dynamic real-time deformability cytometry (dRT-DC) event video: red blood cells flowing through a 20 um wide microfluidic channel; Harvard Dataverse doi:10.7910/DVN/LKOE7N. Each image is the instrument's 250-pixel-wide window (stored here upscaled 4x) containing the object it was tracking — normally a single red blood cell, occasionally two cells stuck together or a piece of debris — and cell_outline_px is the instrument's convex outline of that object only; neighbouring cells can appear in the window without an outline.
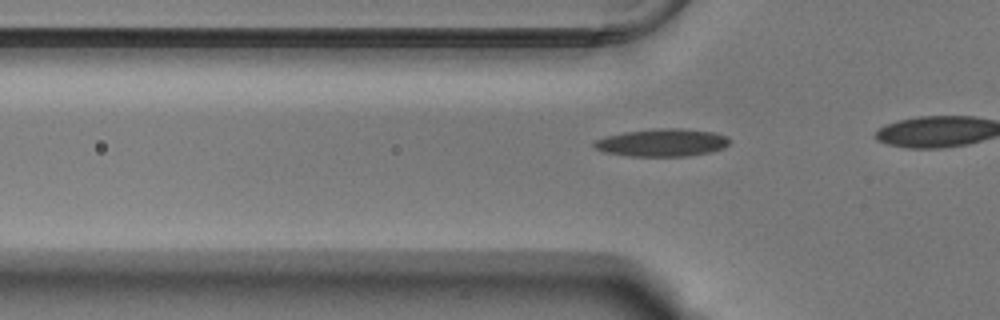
{"species": "Egyptian fruit bat (a non-hibernating species)", "species_latin": "Rousettus aegyptiacus", "temperature_condition": "warm", "stored_images_in_passage": 21, "camera_frame_rate_fps": 3000, "um_per_image_px": 0.085, "animal": {"sex": "male"}, "frame": {"image": 1, "passage_image": 15, "time_ms": 4.667, "image_size_px": [1000, 320], "cell_outline_px": [[732, 140], [724, 148], [712, 152], [688, 156], [628, 156], [604, 152], [596, 148], [592, 144], [596, 140], [604, 136], [624, 132], [656, 128], [680, 128], [712, 132], [728, 136]], "centroid_in_image_um": [56.3, 12.12], "position_along_channel_um": 69.5, "area_um2": 22.02}}
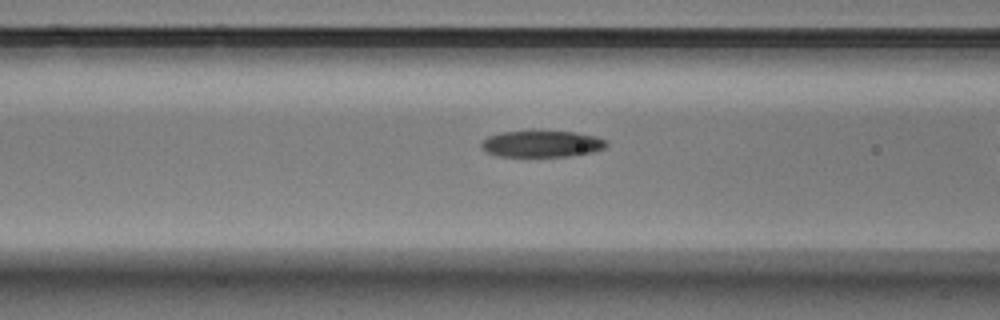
{"frame": {"image": 2, "passage_image": 19, "time_ms": 6.0, "image_size_px": [1000, 320], "cell_outline_px": [[608, 144], [604, 148], [592, 152], [568, 156], [496, 156], [480, 148], [480, 144], [488, 136], [500, 132], [532, 128], [540, 128], [572, 132], [596, 136], [608, 140]], "centroid_in_image_um": [46.03, 12.17], "position_along_channel_um": 120.6, "area_um2": 20.23}}